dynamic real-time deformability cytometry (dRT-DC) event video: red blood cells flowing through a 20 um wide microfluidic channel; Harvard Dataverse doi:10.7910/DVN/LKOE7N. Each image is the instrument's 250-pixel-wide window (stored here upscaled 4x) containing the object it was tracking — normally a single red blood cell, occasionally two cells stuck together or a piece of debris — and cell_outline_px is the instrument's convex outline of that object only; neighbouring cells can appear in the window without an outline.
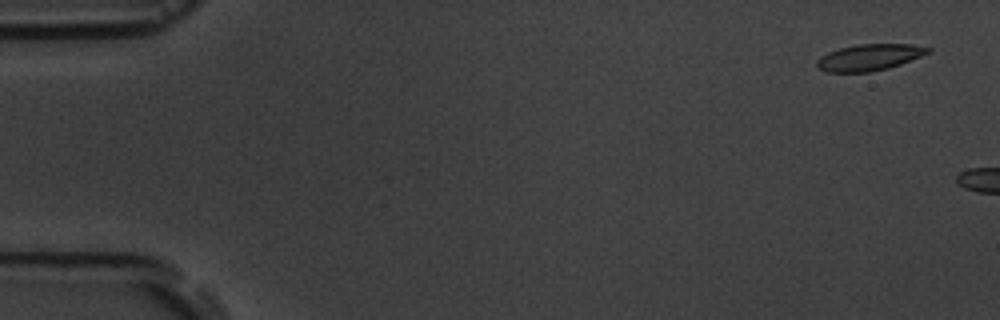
{"species": "common noctule bat (a hibernating species)", "species_latin": "Nyctalus noctula", "temperature_condition": "room temperature", "stored_images_in_passage": 3, "camera_frame_rate_fps": 3000, "um_per_image_px": 0.085, "animal": {"sex": "male", "body_mass_g": 19.5, "forearm_length_mm": 54.6}, "frame": {"image": 1, "passage_image": 1, "time_ms": 0.0, "image_size_px": [1000, 320], "cell_outline_px": [[932, 52], [900, 64], [888, 68], [868, 72], [824, 72], [816, 68], [816, 60], [820, 56], [828, 52], [840, 48], [856, 44], [912, 44], [932, 48]], "centroid_in_image_um": [73.87, 4.87], "position_along_channel_um": 11.1, "area_um2": 17.28}}